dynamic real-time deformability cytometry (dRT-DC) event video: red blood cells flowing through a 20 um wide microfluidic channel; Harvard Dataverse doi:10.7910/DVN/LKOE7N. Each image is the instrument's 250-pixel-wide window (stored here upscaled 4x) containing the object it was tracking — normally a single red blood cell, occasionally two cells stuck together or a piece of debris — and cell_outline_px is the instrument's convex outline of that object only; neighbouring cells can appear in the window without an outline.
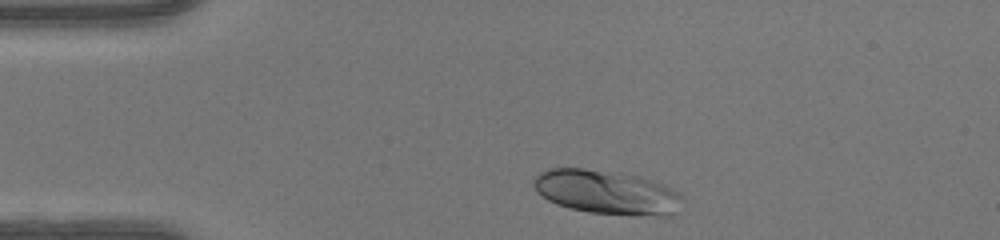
{"species": "human", "species_latin": "Homo sapiens", "temperature_condition": "warm", "stored_images_in_passage": 33, "camera_frame_rate_fps": 3000, "um_per_image_px": 0.085, "donor": {"sex": "female"}, "frame": {"image": 1, "passage_image": 2, "time_ms": 0.333, "image_size_px": [1000, 240], "cell_outline_px": [[684, 200], [668, 216], [632, 216], [588, 212], [556, 204], [548, 200], [536, 192], [532, 184], [532, 180], [540, 172], [548, 168], [584, 168], [640, 176], [664, 184], [680, 192], [684, 196]], "centroid_in_image_um": [51.57, 16.34], "position_along_channel_um": 33.4, "area_um2": 38.61}}
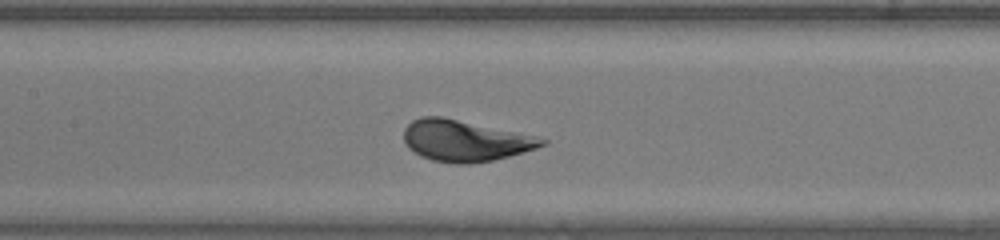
{"frame": {"image": 2, "passage_image": 15, "time_ms": 4.667, "image_size_px": [1000, 240], "cell_outline_px": [[548, 144], [536, 148], [508, 156], [492, 160], [472, 164], [456, 164], [432, 160], [420, 156], [408, 148], [404, 140], [404, 128], [412, 120], [420, 116], [440, 116], [536, 136], [548, 140]], "centroid_in_image_um": [39.49, 11.96], "position_along_channel_um": 167.9, "area_um2": 33.06}}
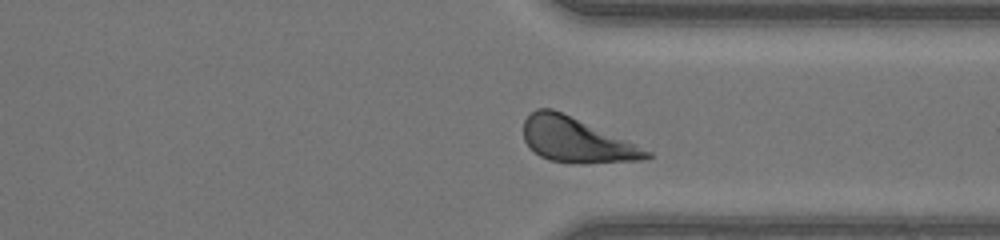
{"frame": {"image": 3, "passage_image": 29, "time_ms": 9.333, "image_size_px": [1000, 240], "cell_outline_px": [[652, 156], [648, 160], [584, 164], [572, 164], [548, 160], [540, 156], [524, 140], [524, 120], [536, 108], [552, 108], [652, 152]], "centroid_in_image_um": [48.99, 11.94], "position_along_channel_um": 362.4, "area_um2": 31.73}, "authors_computed_cell_mechanics": {"area_um2": 32.8304, "velocity_mm_per_s": 4.1524, "shape_relaxation_time_tau1_ms": 2.3747, "shape_relaxation_time_tau2_ms": null, "deformation_change_tau1": 0.1555, "deformation_change_tau2": null}}